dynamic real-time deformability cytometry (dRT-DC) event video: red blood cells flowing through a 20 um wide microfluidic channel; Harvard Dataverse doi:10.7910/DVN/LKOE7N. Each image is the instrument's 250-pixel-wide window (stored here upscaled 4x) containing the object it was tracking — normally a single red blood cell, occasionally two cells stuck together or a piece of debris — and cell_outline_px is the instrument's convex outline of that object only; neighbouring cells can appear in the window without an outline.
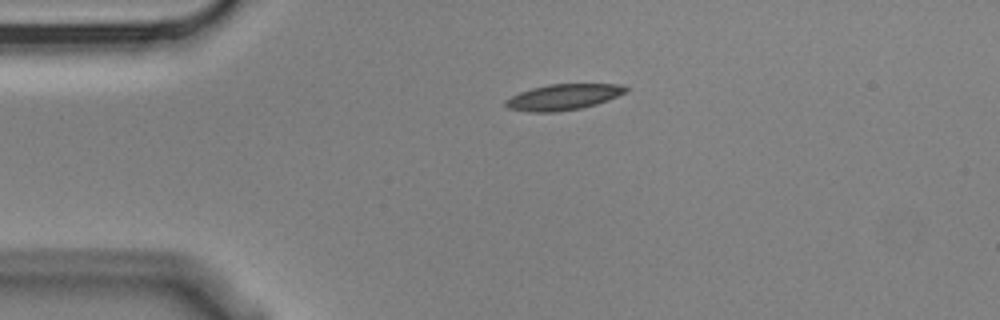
{"species": "Egyptian fruit bat (a non-hibernating species)", "species_latin": "Rousettus aegyptiacus", "temperature_condition": "cold", "stored_images_in_passage": 3, "segment_of_instrument_passage": [1, 2], "camera_frame_rate_fps": 3000, "um_per_image_px": 0.085, "animal": {"sex": "male"}, "frame": {"image": 1, "passage_image": 1, "time_ms": 0.0, "image_size_px": [1000, 320], "cell_outline_px": [[628, 88], [624, 92], [608, 100], [596, 104], [580, 108], [556, 112], [532, 112], [508, 108], [504, 104], [504, 100], [520, 92], [532, 88], [548, 84], [620, 84]], "centroid_in_image_um": [47.84, 8.25], "position_along_channel_um": 37.2, "area_um2": 17.92}}